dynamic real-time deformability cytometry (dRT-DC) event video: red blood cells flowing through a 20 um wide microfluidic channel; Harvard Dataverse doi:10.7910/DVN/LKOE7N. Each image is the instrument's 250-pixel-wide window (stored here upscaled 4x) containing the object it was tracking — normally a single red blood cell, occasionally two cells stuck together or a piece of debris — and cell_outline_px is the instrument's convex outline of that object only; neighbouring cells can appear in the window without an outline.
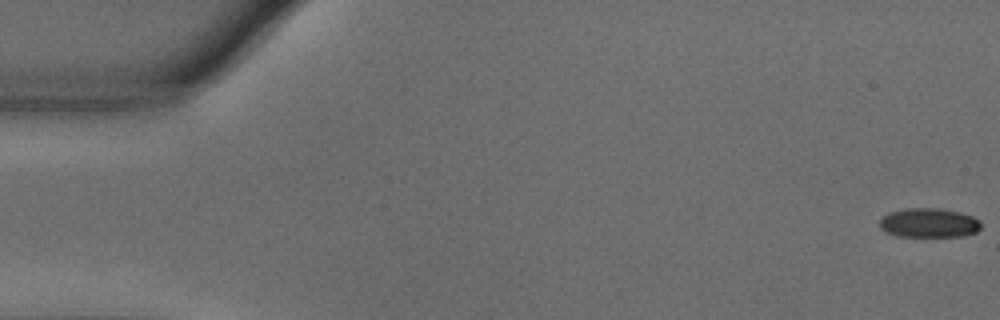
{"species": "common noctule bat (a hibernating species)", "species_latin": "Nyctalus noctula", "temperature_condition": "warm", "stored_images_in_passage": 46, "camera_frame_rate_fps": 3000, "um_per_image_px": 0.085, "animal": {"sex": "male", "body_mass_g": 18.8}, "frame": {"image": 1, "passage_image": 1, "time_ms": 0.0, "image_size_px": [1000, 320], "cell_outline_px": [[980, 228], [976, 232], [964, 236], [896, 236], [880, 228], [880, 220], [888, 212], [908, 208], [936, 208], [960, 212], [972, 216], [980, 220]], "centroid_in_image_um": [78.97, 18.94], "position_along_channel_um": 6.0, "area_um2": 17.22}}
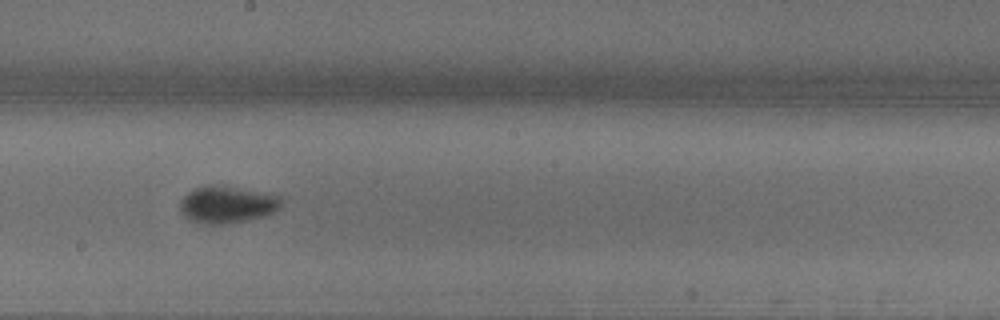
{"frame": {"image": 2, "passage_image": 31, "time_ms": 10.0, "image_size_px": [1000, 320], "cell_outline_px": [[280, 208], [264, 216], [224, 224], [204, 224], [188, 220], [184, 216], [180, 208], [180, 200], [188, 192], [196, 188], [208, 184], [216, 184], [264, 192], [280, 196]], "centroid_in_image_um": [19.26, 17.37], "position_along_channel_um": 228.9, "area_um2": 21.85}}
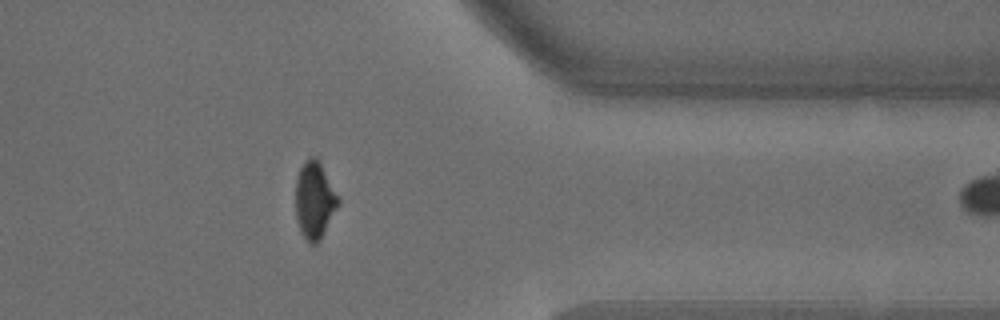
{"frame": {"image": 3, "passage_image": 45, "time_ms": 14.667, "image_size_px": [1000, 320], "cell_outline_px": [[340, 200], [320, 240], [316, 244], [312, 244], [304, 236], [296, 220], [296, 180], [300, 168], [312, 156], [316, 156], [320, 160]], "centroid_in_image_um": [26.74, 16.98], "position_along_channel_um": 384.7, "area_um2": 18.73}}